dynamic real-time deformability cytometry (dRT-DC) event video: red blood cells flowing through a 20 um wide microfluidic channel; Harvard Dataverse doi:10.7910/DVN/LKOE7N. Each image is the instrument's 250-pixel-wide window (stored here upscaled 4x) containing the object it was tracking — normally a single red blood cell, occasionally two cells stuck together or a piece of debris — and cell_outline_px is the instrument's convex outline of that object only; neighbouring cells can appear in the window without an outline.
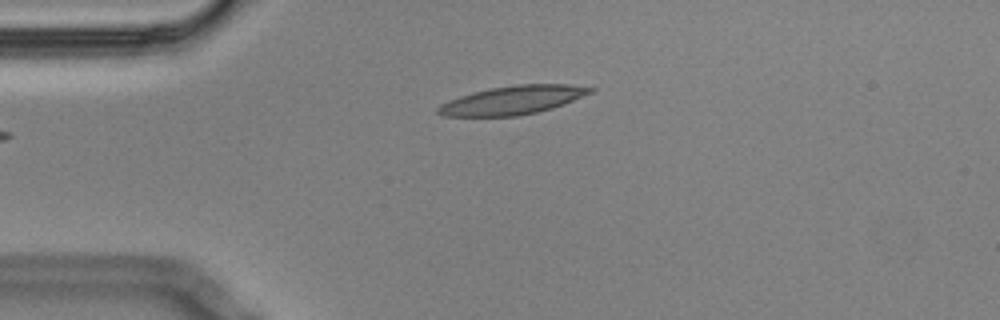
{"species": "Egyptian fruit bat (a non-hibernating species)", "species_latin": "Rousettus aegyptiacus", "temperature_condition": "cold", "stored_images_in_passage": 40, "camera_frame_rate_fps": 3000, "um_per_image_px": 0.085, "animal": {"sex": "male"}, "frame": {"image": 1, "passage_image": 1, "time_ms": 0.0, "image_size_px": [1000, 320], "cell_outline_px": [[596, 88], [592, 92], [564, 104], [552, 108], [536, 112], [516, 116], [444, 116], [436, 112], [436, 108], [440, 104], [448, 100], [472, 92], [488, 88], [516, 84], [568, 84]], "centroid_in_image_um": [43.55, 8.5], "position_along_channel_um": 41.5, "area_um2": 25.37}}
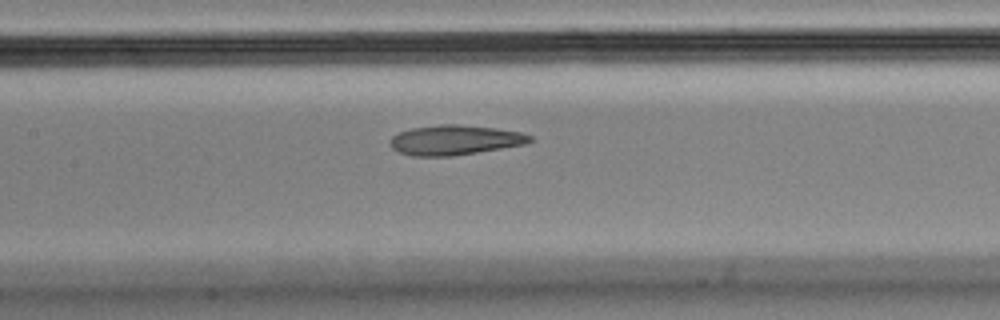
{"frame": {"image": 2, "passage_image": 14, "time_ms": 4.333, "image_size_px": [1000, 320], "cell_outline_px": [[536, 140], [524, 144], [452, 156], [412, 156], [400, 152], [392, 148], [392, 136], [400, 132], [412, 128], [440, 124], [456, 124], [496, 128], [520, 132], [532, 136]], "centroid_in_image_um": [38.69, 11.9], "position_along_channel_um": 168.7, "area_um2": 24.04}}
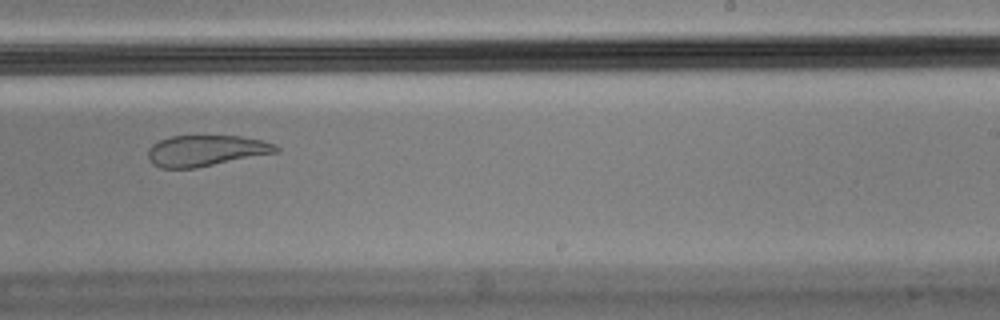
{"frame": {"image": 3, "passage_image": 23, "time_ms": 7.333, "image_size_px": [1000, 320], "cell_outline_px": [[280, 152], [196, 168], [160, 168], [152, 164], [148, 160], [148, 148], [152, 144], [160, 140], [172, 136], [240, 136], [264, 140], [276, 144], [280, 148]], "centroid_in_image_um": [17.53, 12.81], "position_along_channel_um": 271.5, "area_um2": 23.41}, "authors_computed_cell_mechanics": {"area_um2": 25.0274, "velocity_mm_per_s": 3.4364, "shape_relaxation_time_tau1_ms": null, "shape_relaxation_time_tau2_ms": 1.7391, "deformation_change_tau1": null, "deformation_change_tau2": 0.088}}